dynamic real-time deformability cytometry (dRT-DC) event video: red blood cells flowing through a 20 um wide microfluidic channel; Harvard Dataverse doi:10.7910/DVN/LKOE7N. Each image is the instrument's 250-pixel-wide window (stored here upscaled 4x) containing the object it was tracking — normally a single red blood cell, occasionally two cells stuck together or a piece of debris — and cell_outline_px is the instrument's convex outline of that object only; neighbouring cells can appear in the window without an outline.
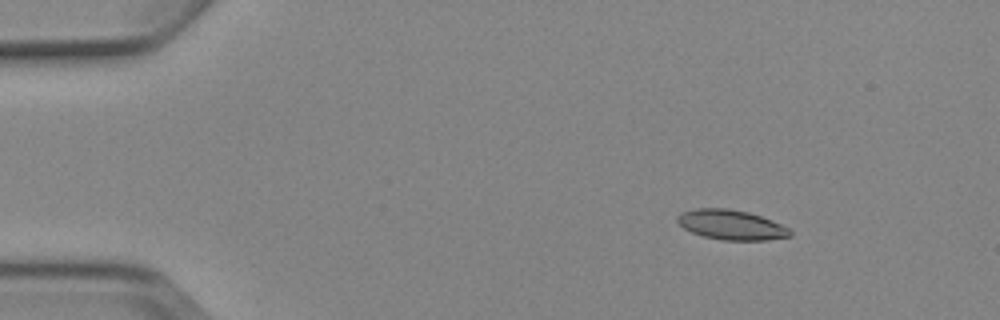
{"species": "Egyptian fruit bat (a non-hibernating species)", "species_latin": "Rousettus aegyptiacus", "temperature_condition": "cold", "stored_images_in_passage": 7, "camera_frame_rate_fps": 3000, "um_per_image_px": 0.085, "animal": {"sex": "female"}, "frame": {"image": 1, "passage_image": 2, "time_ms": 1.333, "image_size_px": [1000, 320], "cell_outline_px": [[792, 236], [764, 240], [720, 240], [704, 236], [692, 232], [684, 228], [676, 220], [676, 216], [680, 212], [696, 208], [728, 208], [748, 212], [772, 220], [788, 228], [792, 232]], "centroid_in_image_um": [62.13, 19.1], "position_along_channel_um": 22.9, "area_um2": 19.59}}
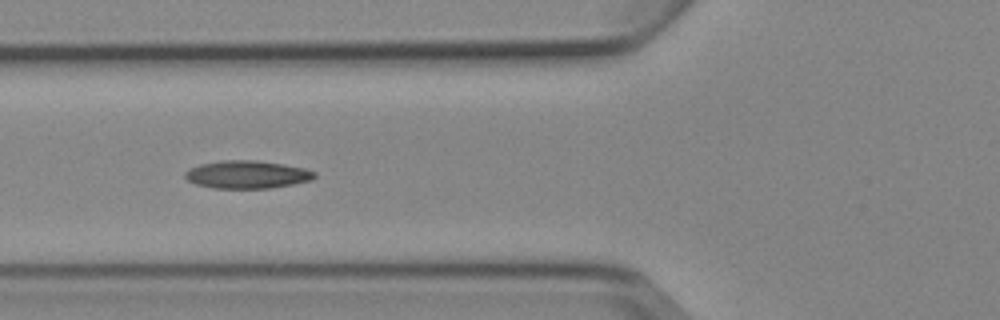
{"frame": {"image": 2, "passage_image": 5, "time_ms": 5.667, "image_size_px": [1000, 320], "cell_outline_px": [[316, 176], [312, 180], [292, 184], [268, 188], [212, 188], [196, 184], [188, 180], [184, 176], [184, 172], [188, 168], [200, 164], [220, 160], [256, 160], [284, 164], [304, 168], [316, 172]], "centroid_in_image_um": [20.98, 14.82], "position_along_channel_um": 104.8, "area_um2": 21.1}}
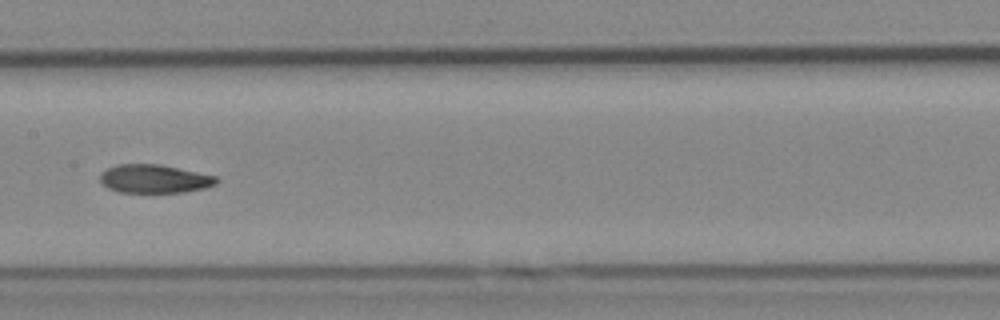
{"frame": {"image": 3, "passage_image": 7, "time_ms": 8.0, "image_size_px": [1000, 320], "cell_outline_px": [[220, 180], [216, 184], [204, 188], [184, 192], [120, 192], [108, 188], [100, 180], [100, 176], [108, 168], [116, 164], [160, 164], [216, 176]], "centroid_in_image_um": [13.15, 15.19], "position_along_channel_um": 194.3, "area_um2": 19.13}}